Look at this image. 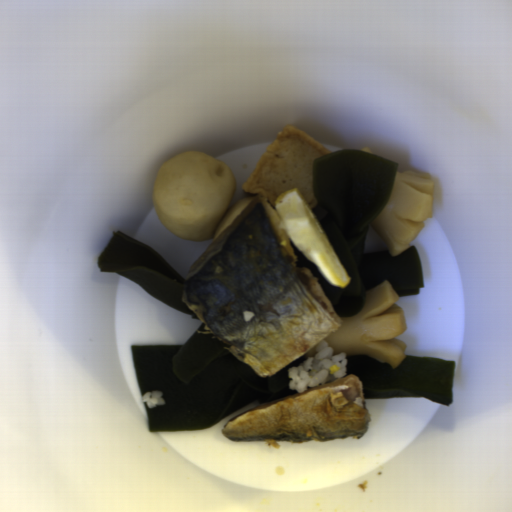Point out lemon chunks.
Here are the masks:
<instances>
[{
    "instance_id": "obj_1",
    "label": "lemon chunks",
    "mask_w": 512,
    "mask_h": 512,
    "mask_svg": "<svg viewBox=\"0 0 512 512\" xmlns=\"http://www.w3.org/2000/svg\"><path fill=\"white\" fill-rule=\"evenodd\" d=\"M273 208L294 246L315 264L326 281L337 288H347L350 276L313 214L303 192L293 188L279 195Z\"/></svg>"
}]
</instances>
